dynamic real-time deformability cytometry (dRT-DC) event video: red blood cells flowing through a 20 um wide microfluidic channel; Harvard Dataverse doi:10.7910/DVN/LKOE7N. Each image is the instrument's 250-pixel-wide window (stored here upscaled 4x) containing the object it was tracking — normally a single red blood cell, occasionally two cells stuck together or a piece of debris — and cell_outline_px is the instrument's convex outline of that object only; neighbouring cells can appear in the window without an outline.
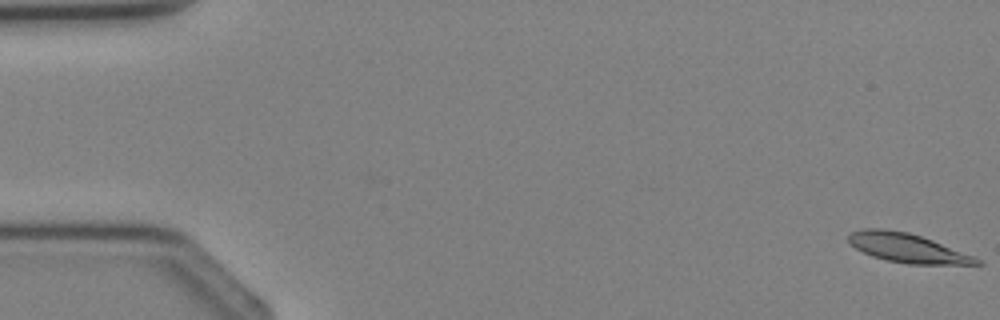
{"species": "Egyptian fruit bat (a non-hibernating species)", "species_latin": "Rousettus aegyptiacus", "temperature_condition": "cold", "stored_images_in_passage": 4, "camera_frame_rate_fps": 3000, "um_per_image_px": 0.085, "animal": {"sex": "female"}, "frame": {"image": 1, "passage_image": 1, "time_ms": 0.0, "image_size_px": [1000, 320], "cell_outline_px": [[984, 264], [908, 264], [888, 260], [872, 256], [856, 248], [848, 240], [848, 236], [852, 232], [860, 228], [884, 228], [908, 232], [932, 240], [972, 256], [980, 260]], "centroid_in_image_um": [77.07, 21.06], "position_along_channel_um": 7.9, "area_um2": 21.33}}
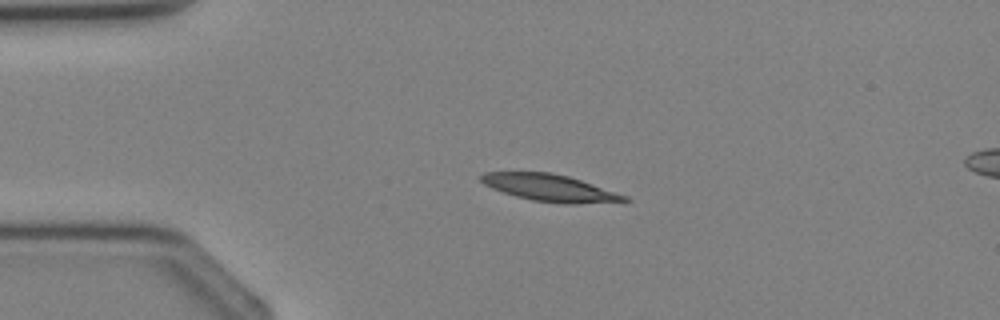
{"frame": {"image": 2, "passage_image": 3, "time_ms": 2.667, "image_size_px": [1000, 320], "cell_outline_px": [[632, 200], [572, 204], [568, 204], [532, 200], [516, 196], [492, 188], [484, 184], [480, 180], [480, 176], [484, 172], [552, 172], [568, 176], [628, 196]], "centroid_in_image_um": [46.72, 15.96], "position_along_channel_um": 38.3, "area_um2": 22.2}}